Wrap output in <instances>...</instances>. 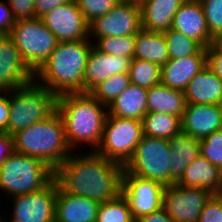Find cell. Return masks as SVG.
Instances as JSON below:
<instances>
[{
  "label": "cell",
  "mask_w": 222,
  "mask_h": 222,
  "mask_svg": "<svg viewBox=\"0 0 222 222\" xmlns=\"http://www.w3.org/2000/svg\"><path fill=\"white\" fill-rule=\"evenodd\" d=\"M88 41L58 42L48 60L35 73L34 80L57 97L68 93H84V73L93 46Z\"/></svg>",
  "instance_id": "7a4b0ae2"
},
{
  "label": "cell",
  "mask_w": 222,
  "mask_h": 222,
  "mask_svg": "<svg viewBox=\"0 0 222 222\" xmlns=\"http://www.w3.org/2000/svg\"><path fill=\"white\" fill-rule=\"evenodd\" d=\"M96 222H136L128 201L121 193L118 197L100 203Z\"/></svg>",
  "instance_id": "f546056e"
},
{
  "label": "cell",
  "mask_w": 222,
  "mask_h": 222,
  "mask_svg": "<svg viewBox=\"0 0 222 222\" xmlns=\"http://www.w3.org/2000/svg\"><path fill=\"white\" fill-rule=\"evenodd\" d=\"M35 79V73L23 60L9 35H0V91L25 86Z\"/></svg>",
  "instance_id": "9a60e30c"
},
{
  "label": "cell",
  "mask_w": 222,
  "mask_h": 222,
  "mask_svg": "<svg viewBox=\"0 0 222 222\" xmlns=\"http://www.w3.org/2000/svg\"><path fill=\"white\" fill-rule=\"evenodd\" d=\"M131 60L129 57L109 55L93 45L84 73V93H90L101 82L116 74L128 73Z\"/></svg>",
  "instance_id": "2e32d148"
},
{
  "label": "cell",
  "mask_w": 222,
  "mask_h": 222,
  "mask_svg": "<svg viewBox=\"0 0 222 222\" xmlns=\"http://www.w3.org/2000/svg\"><path fill=\"white\" fill-rule=\"evenodd\" d=\"M222 183V170L199 155L184 171L177 185L205 188L213 192Z\"/></svg>",
  "instance_id": "484cf974"
},
{
  "label": "cell",
  "mask_w": 222,
  "mask_h": 222,
  "mask_svg": "<svg viewBox=\"0 0 222 222\" xmlns=\"http://www.w3.org/2000/svg\"><path fill=\"white\" fill-rule=\"evenodd\" d=\"M142 29L141 7L133 0H121L107 14L89 23V36L122 37L136 35ZM95 36V37H94Z\"/></svg>",
  "instance_id": "30bf717a"
},
{
  "label": "cell",
  "mask_w": 222,
  "mask_h": 222,
  "mask_svg": "<svg viewBox=\"0 0 222 222\" xmlns=\"http://www.w3.org/2000/svg\"><path fill=\"white\" fill-rule=\"evenodd\" d=\"M171 29L197 41L203 48L212 44L213 38L207 27L199 0H186L174 15Z\"/></svg>",
  "instance_id": "ac0fdd59"
},
{
  "label": "cell",
  "mask_w": 222,
  "mask_h": 222,
  "mask_svg": "<svg viewBox=\"0 0 222 222\" xmlns=\"http://www.w3.org/2000/svg\"><path fill=\"white\" fill-rule=\"evenodd\" d=\"M133 58L147 60L160 66L169 61V51L163 32L141 29L136 34Z\"/></svg>",
  "instance_id": "4316f807"
},
{
  "label": "cell",
  "mask_w": 222,
  "mask_h": 222,
  "mask_svg": "<svg viewBox=\"0 0 222 222\" xmlns=\"http://www.w3.org/2000/svg\"><path fill=\"white\" fill-rule=\"evenodd\" d=\"M100 203L64 192L59 186L55 205V222H96Z\"/></svg>",
  "instance_id": "ffe728a7"
},
{
  "label": "cell",
  "mask_w": 222,
  "mask_h": 222,
  "mask_svg": "<svg viewBox=\"0 0 222 222\" xmlns=\"http://www.w3.org/2000/svg\"><path fill=\"white\" fill-rule=\"evenodd\" d=\"M186 0H145L140 4L142 28L164 32L172 27L175 13Z\"/></svg>",
  "instance_id": "7402d4cb"
},
{
  "label": "cell",
  "mask_w": 222,
  "mask_h": 222,
  "mask_svg": "<svg viewBox=\"0 0 222 222\" xmlns=\"http://www.w3.org/2000/svg\"><path fill=\"white\" fill-rule=\"evenodd\" d=\"M198 222H222V207L213 197L204 206Z\"/></svg>",
  "instance_id": "74e56055"
},
{
  "label": "cell",
  "mask_w": 222,
  "mask_h": 222,
  "mask_svg": "<svg viewBox=\"0 0 222 222\" xmlns=\"http://www.w3.org/2000/svg\"><path fill=\"white\" fill-rule=\"evenodd\" d=\"M206 66L205 48L196 55L169 60L161 66V84L184 92L192 78Z\"/></svg>",
  "instance_id": "d6986e66"
},
{
  "label": "cell",
  "mask_w": 222,
  "mask_h": 222,
  "mask_svg": "<svg viewBox=\"0 0 222 222\" xmlns=\"http://www.w3.org/2000/svg\"><path fill=\"white\" fill-rule=\"evenodd\" d=\"M107 105L100 103L91 93H68L58 96L56 111L64 124L66 138L71 149L80 143L99 146Z\"/></svg>",
  "instance_id": "3957f363"
},
{
  "label": "cell",
  "mask_w": 222,
  "mask_h": 222,
  "mask_svg": "<svg viewBox=\"0 0 222 222\" xmlns=\"http://www.w3.org/2000/svg\"><path fill=\"white\" fill-rule=\"evenodd\" d=\"M130 84L129 73L116 74L101 82L90 93L100 103L108 106Z\"/></svg>",
  "instance_id": "1f68e13d"
},
{
  "label": "cell",
  "mask_w": 222,
  "mask_h": 222,
  "mask_svg": "<svg viewBox=\"0 0 222 222\" xmlns=\"http://www.w3.org/2000/svg\"><path fill=\"white\" fill-rule=\"evenodd\" d=\"M5 93L9 94L8 134L10 135L48 118L56 111L58 97L35 80Z\"/></svg>",
  "instance_id": "5b68a950"
},
{
  "label": "cell",
  "mask_w": 222,
  "mask_h": 222,
  "mask_svg": "<svg viewBox=\"0 0 222 222\" xmlns=\"http://www.w3.org/2000/svg\"><path fill=\"white\" fill-rule=\"evenodd\" d=\"M217 51L222 53V33L217 34L211 44Z\"/></svg>",
  "instance_id": "f6af8a7d"
},
{
  "label": "cell",
  "mask_w": 222,
  "mask_h": 222,
  "mask_svg": "<svg viewBox=\"0 0 222 222\" xmlns=\"http://www.w3.org/2000/svg\"><path fill=\"white\" fill-rule=\"evenodd\" d=\"M57 189L53 179L39 191L12 197L14 210L9 222H55Z\"/></svg>",
  "instance_id": "4fadbf2b"
},
{
  "label": "cell",
  "mask_w": 222,
  "mask_h": 222,
  "mask_svg": "<svg viewBox=\"0 0 222 222\" xmlns=\"http://www.w3.org/2000/svg\"><path fill=\"white\" fill-rule=\"evenodd\" d=\"M142 125L149 137L171 139L182 132L181 118L167 113H146Z\"/></svg>",
  "instance_id": "83f0119b"
},
{
  "label": "cell",
  "mask_w": 222,
  "mask_h": 222,
  "mask_svg": "<svg viewBox=\"0 0 222 222\" xmlns=\"http://www.w3.org/2000/svg\"><path fill=\"white\" fill-rule=\"evenodd\" d=\"M184 94L186 104L222 105V81L206 66L192 78Z\"/></svg>",
  "instance_id": "44dd1931"
},
{
  "label": "cell",
  "mask_w": 222,
  "mask_h": 222,
  "mask_svg": "<svg viewBox=\"0 0 222 222\" xmlns=\"http://www.w3.org/2000/svg\"><path fill=\"white\" fill-rule=\"evenodd\" d=\"M70 156L54 170V179L66 193L82 196L99 203L122 193L124 167L106 159L93 149L81 156Z\"/></svg>",
  "instance_id": "6da1fadb"
},
{
  "label": "cell",
  "mask_w": 222,
  "mask_h": 222,
  "mask_svg": "<svg viewBox=\"0 0 222 222\" xmlns=\"http://www.w3.org/2000/svg\"><path fill=\"white\" fill-rule=\"evenodd\" d=\"M128 73L132 84L146 89L161 83V66L147 60L133 58Z\"/></svg>",
  "instance_id": "f1b7e54d"
},
{
  "label": "cell",
  "mask_w": 222,
  "mask_h": 222,
  "mask_svg": "<svg viewBox=\"0 0 222 222\" xmlns=\"http://www.w3.org/2000/svg\"><path fill=\"white\" fill-rule=\"evenodd\" d=\"M35 0H8V5L12 10L15 20L33 19L35 18L34 11Z\"/></svg>",
  "instance_id": "8d00e7d4"
},
{
  "label": "cell",
  "mask_w": 222,
  "mask_h": 222,
  "mask_svg": "<svg viewBox=\"0 0 222 222\" xmlns=\"http://www.w3.org/2000/svg\"><path fill=\"white\" fill-rule=\"evenodd\" d=\"M163 34L166 38L169 60L196 55L203 48L197 41L177 30L170 28L164 31Z\"/></svg>",
  "instance_id": "4dcf8cb0"
},
{
  "label": "cell",
  "mask_w": 222,
  "mask_h": 222,
  "mask_svg": "<svg viewBox=\"0 0 222 222\" xmlns=\"http://www.w3.org/2000/svg\"><path fill=\"white\" fill-rule=\"evenodd\" d=\"M171 153L170 185L177 184L185 168L200 155V140L180 133L169 139Z\"/></svg>",
  "instance_id": "603a6c76"
},
{
  "label": "cell",
  "mask_w": 222,
  "mask_h": 222,
  "mask_svg": "<svg viewBox=\"0 0 222 222\" xmlns=\"http://www.w3.org/2000/svg\"><path fill=\"white\" fill-rule=\"evenodd\" d=\"M4 93L5 91H0V131H6L8 133V121L10 111L9 95Z\"/></svg>",
  "instance_id": "7bdbcfd3"
},
{
  "label": "cell",
  "mask_w": 222,
  "mask_h": 222,
  "mask_svg": "<svg viewBox=\"0 0 222 222\" xmlns=\"http://www.w3.org/2000/svg\"><path fill=\"white\" fill-rule=\"evenodd\" d=\"M9 36L28 67L36 73L48 60L58 40L40 18L16 20Z\"/></svg>",
  "instance_id": "52a82bcc"
},
{
  "label": "cell",
  "mask_w": 222,
  "mask_h": 222,
  "mask_svg": "<svg viewBox=\"0 0 222 222\" xmlns=\"http://www.w3.org/2000/svg\"><path fill=\"white\" fill-rule=\"evenodd\" d=\"M54 179L42 160L13 152L0 169V189L11 197L39 191Z\"/></svg>",
  "instance_id": "8992f818"
},
{
  "label": "cell",
  "mask_w": 222,
  "mask_h": 222,
  "mask_svg": "<svg viewBox=\"0 0 222 222\" xmlns=\"http://www.w3.org/2000/svg\"><path fill=\"white\" fill-rule=\"evenodd\" d=\"M136 35L122 37H101L93 44L99 51L114 56H124L133 59Z\"/></svg>",
  "instance_id": "d6a6232c"
},
{
  "label": "cell",
  "mask_w": 222,
  "mask_h": 222,
  "mask_svg": "<svg viewBox=\"0 0 222 222\" xmlns=\"http://www.w3.org/2000/svg\"><path fill=\"white\" fill-rule=\"evenodd\" d=\"M143 136L142 121L107 114L101 142L95 152L124 166Z\"/></svg>",
  "instance_id": "9c48e42d"
},
{
  "label": "cell",
  "mask_w": 222,
  "mask_h": 222,
  "mask_svg": "<svg viewBox=\"0 0 222 222\" xmlns=\"http://www.w3.org/2000/svg\"><path fill=\"white\" fill-rule=\"evenodd\" d=\"M170 166L169 139L144 135L123 167L130 174L169 186Z\"/></svg>",
  "instance_id": "ba28073f"
},
{
  "label": "cell",
  "mask_w": 222,
  "mask_h": 222,
  "mask_svg": "<svg viewBox=\"0 0 222 222\" xmlns=\"http://www.w3.org/2000/svg\"><path fill=\"white\" fill-rule=\"evenodd\" d=\"M211 197L208 189L172 184L164 189L163 208L175 222H198Z\"/></svg>",
  "instance_id": "8fae6325"
},
{
  "label": "cell",
  "mask_w": 222,
  "mask_h": 222,
  "mask_svg": "<svg viewBox=\"0 0 222 222\" xmlns=\"http://www.w3.org/2000/svg\"><path fill=\"white\" fill-rule=\"evenodd\" d=\"M148 89L130 84L108 106V114L142 121L147 113Z\"/></svg>",
  "instance_id": "cb8c5ba5"
},
{
  "label": "cell",
  "mask_w": 222,
  "mask_h": 222,
  "mask_svg": "<svg viewBox=\"0 0 222 222\" xmlns=\"http://www.w3.org/2000/svg\"><path fill=\"white\" fill-rule=\"evenodd\" d=\"M14 152L38 158L55 170L69 156L71 147L57 111L14 135Z\"/></svg>",
  "instance_id": "277c9868"
},
{
  "label": "cell",
  "mask_w": 222,
  "mask_h": 222,
  "mask_svg": "<svg viewBox=\"0 0 222 222\" xmlns=\"http://www.w3.org/2000/svg\"><path fill=\"white\" fill-rule=\"evenodd\" d=\"M121 0H75L84 19L90 23L95 18L107 14Z\"/></svg>",
  "instance_id": "e575fe53"
},
{
  "label": "cell",
  "mask_w": 222,
  "mask_h": 222,
  "mask_svg": "<svg viewBox=\"0 0 222 222\" xmlns=\"http://www.w3.org/2000/svg\"><path fill=\"white\" fill-rule=\"evenodd\" d=\"M200 155L222 170V129L200 140Z\"/></svg>",
  "instance_id": "836d02e7"
},
{
  "label": "cell",
  "mask_w": 222,
  "mask_h": 222,
  "mask_svg": "<svg viewBox=\"0 0 222 222\" xmlns=\"http://www.w3.org/2000/svg\"><path fill=\"white\" fill-rule=\"evenodd\" d=\"M186 99L183 91L158 84L148 89L147 113H167L182 118Z\"/></svg>",
  "instance_id": "d4e9b609"
},
{
  "label": "cell",
  "mask_w": 222,
  "mask_h": 222,
  "mask_svg": "<svg viewBox=\"0 0 222 222\" xmlns=\"http://www.w3.org/2000/svg\"><path fill=\"white\" fill-rule=\"evenodd\" d=\"M136 222H175L162 207L161 209L142 216Z\"/></svg>",
  "instance_id": "ee69618b"
},
{
  "label": "cell",
  "mask_w": 222,
  "mask_h": 222,
  "mask_svg": "<svg viewBox=\"0 0 222 222\" xmlns=\"http://www.w3.org/2000/svg\"><path fill=\"white\" fill-rule=\"evenodd\" d=\"M14 152L12 135L6 131H0V169L5 160Z\"/></svg>",
  "instance_id": "b9f144b4"
},
{
  "label": "cell",
  "mask_w": 222,
  "mask_h": 222,
  "mask_svg": "<svg viewBox=\"0 0 222 222\" xmlns=\"http://www.w3.org/2000/svg\"><path fill=\"white\" fill-rule=\"evenodd\" d=\"M181 129L182 133L199 140L222 129V105L186 104Z\"/></svg>",
  "instance_id": "e0dca14e"
},
{
  "label": "cell",
  "mask_w": 222,
  "mask_h": 222,
  "mask_svg": "<svg viewBox=\"0 0 222 222\" xmlns=\"http://www.w3.org/2000/svg\"><path fill=\"white\" fill-rule=\"evenodd\" d=\"M205 51L207 67L222 81V53L217 51L212 45L206 47Z\"/></svg>",
  "instance_id": "f35d334b"
},
{
  "label": "cell",
  "mask_w": 222,
  "mask_h": 222,
  "mask_svg": "<svg viewBox=\"0 0 222 222\" xmlns=\"http://www.w3.org/2000/svg\"><path fill=\"white\" fill-rule=\"evenodd\" d=\"M212 197L220 204L222 207V183L212 192Z\"/></svg>",
  "instance_id": "bcb514c9"
},
{
  "label": "cell",
  "mask_w": 222,
  "mask_h": 222,
  "mask_svg": "<svg viewBox=\"0 0 222 222\" xmlns=\"http://www.w3.org/2000/svg\"><path fill=\"white\" fill-rule=\"evenodd\" d=\"M165 187L156 180L141 178L124 170L122 194L128 201L135 221L163 207Z\"/></svg>",
  "instance_id": "7c38bea8"
},
{
  "label": "cell",
  "mask_w": 222,
  "mask_h": 222,
  "mask_svg": "<svg viewBox=\"0 0 222 222\" xmlns=\"http://www.w3.org/2000/svg\"><path fill=\"white\" fill-rule=\"evenodd\" d=\"M71 1L72 0H35L34 2L35 17L41 19L50 10L58 6L67 4Z\"/></svg>",
  "instance_id": "60d3db41"
},
{
  "label": "cell",
  "mask_w": 222,
  "mask_h": 222,
  "mask_svg": "<svg viewBox=\"0 0 222 222\" xmlns=\"http://www.w3.org/2000/svg\"><path fill=\"white\" fill-rule=\"evenodd\" d=\"M15 21L10 6L0 1V35H9Z\"/></svg>",
  "instance_id": "ab89813d"
},
{
  "label": "cell",
  "mask_w": 222,
  "mask_h": 222,
  "mask_svg": "<svg viewBox=\"0 0 222 222\" xmlns=\"http://www.w3.org/2000/svg\"><path fill=\"white\" fill-rule=\"evenodd\" d=\"M58 42L89 39V23L84 19L75 0L50 10L42 18Z\"/></svg>",
  "instance_id": "5bb4252c"
},
{
  "label": "cell",
  "mask_w": 222,
  "mask_h": 222,
  "mask_svg": "<svg viewBox=\"0 0 222 222\" xmlns=\"http://www.w3.org/2000/svg\"><path fill=\"white\" fill-rule=\"evenodd\" d=\"M204 11L210 36L222 33V0H199Z\"/></svg>",
  "instance_id": "d590c367"
},
{
  "label": "cell",
  "mask_w": 222,
  "mask_h": 222,
  "mask_svg": "<svg viewBox=\"0 0 222 222\" xmlns=\"http://www.w3.org/2000/svg\"><path fill=\"white\" fill-rule=\"evenodd\" d=\"M133 1L140 5V4H141L142 2H144L145 0H133Z\"/></svg>",
  "instance_id": "7dc6e473"
}]
</instances>
